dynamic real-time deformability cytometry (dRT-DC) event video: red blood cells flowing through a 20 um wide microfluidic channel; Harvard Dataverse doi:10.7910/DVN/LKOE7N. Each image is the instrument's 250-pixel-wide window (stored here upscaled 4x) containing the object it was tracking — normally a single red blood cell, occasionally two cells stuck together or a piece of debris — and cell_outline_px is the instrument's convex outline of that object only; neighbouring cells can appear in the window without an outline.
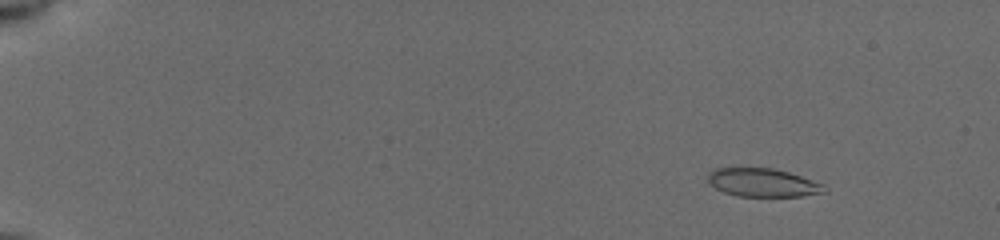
{"species": "common noctule bat (a hibernating species)", "species_latin": "Nyctalus noctula", "temperature_condition": "cold", "stored_images_in_passage": 21, "camera_frame_rate_fps": 3000, "um_per_image_px": 0.085, "animal": {"sex": "female", "body_mass_g": 19.5, "forearm_length_mm": 54.1}, "frame": {"image": 1, "passage_image": 5, "time_ms": 2.0, "image_size_px": [1000, 240], "cell_outline_px": [[828, 192], [804, 196], [736, 196], [724, 192], [708, 184], [708, 172], [716, 168], [772, 168], [788, 172], [824, 184], [828, 188]], "centroid_in_image_um": [64.85, 15.53], "position_along_channel_um": 20.1, "area_um2": 19.36}}
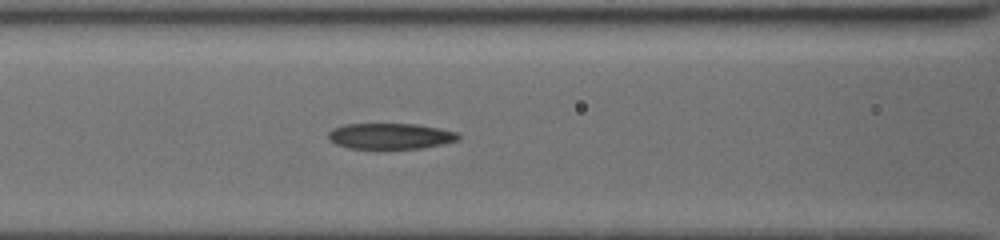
{"frame": {"image": 2, "passage_image": 17, "time_ms": 8.333, "image_size_px": [1000, 240], "cell_outline_px": [[460, 140], [444, 144], [424, 148], [376, 152], [348, 148], [336, 144], [328, 140], [328, 132], [332, 128], [344, 124], [420, 124], [440, 128], [456, 132], [460, 136]], "centroid_in_image_um": [33.16, 11.62], "position_along_channel_um": 133.4, "area_um2": 20.87}}
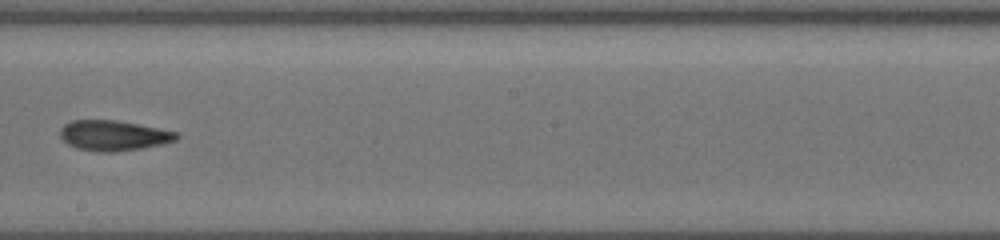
{"frame": {"image": 3, "passage_image": 21, "time_ms": 11.0, "image_size_px": [1000, 240], "cell_outline_px": [[180, 136], [176, 140], [160, 144], [140, 148], [116, 152], [96, 152], [76, 148], [68, 144], [60, 136], [60, 128], [64, 124], [72, 120], [116, 120], [180, 132]], "centroid_in_image_um": [9.64, 11.52], "position_along_channel_um": 238.6, "area_um2": 20.58}}